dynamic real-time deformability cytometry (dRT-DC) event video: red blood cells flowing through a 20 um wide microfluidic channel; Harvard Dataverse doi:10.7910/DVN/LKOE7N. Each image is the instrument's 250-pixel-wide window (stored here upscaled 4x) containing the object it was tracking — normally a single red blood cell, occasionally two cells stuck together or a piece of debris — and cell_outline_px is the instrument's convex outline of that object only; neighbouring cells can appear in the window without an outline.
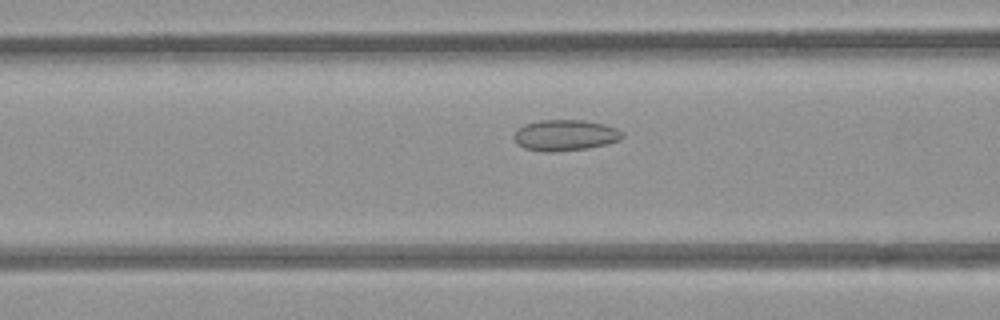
{"species": "common noctule bat (a hibernating species)", "species_latin": "Nyctalus noctula", "temperature_condition": "room temperature", "stored_images_in_passage": 41, "camera_frame_rate_fps": 3000, "um_per_image_px": 0.085, "animal": {"sex": "female", "body_mass_g": 21.9}, "frame": {"image": 1, "passage_image": 9, "time_ms": 2.667, "image_size_px": [1000, 320], "cell_outline_px": [[624, 136], [620, 140], [588, 148], [552, 152], [544, 152], [524, 148], [516, 144], [512, 136], [524, 124], [540, 120], [584, 120], [604, 124], [616, 128], [624, 132]], "centroid_in_image_um": [48.03, 11.49], "position_along_channel_um": 118.6, "area_um2": 19.65}}
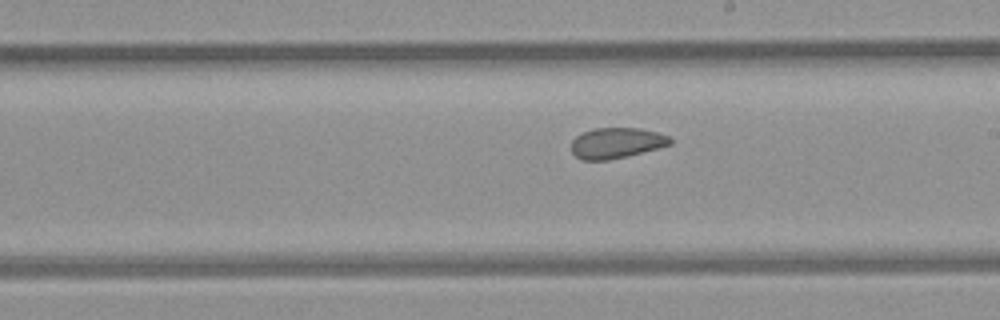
{"frame": {"image": 2, "passage_image": 18, "time_ms": 5.667, "image_size_px": [1000, 320], "cell_outline_px": [[672, 144], [608, 160], [580, 160], [572, 152], [572, 140], [576, 136], [592, 128], [640, 128], [656, 132], [668, 136], [672, 140]], "centroid_in_image_um": [52.36, 12.14], "position_along_channel_um": 236.6, "area_um2": 17.4}}
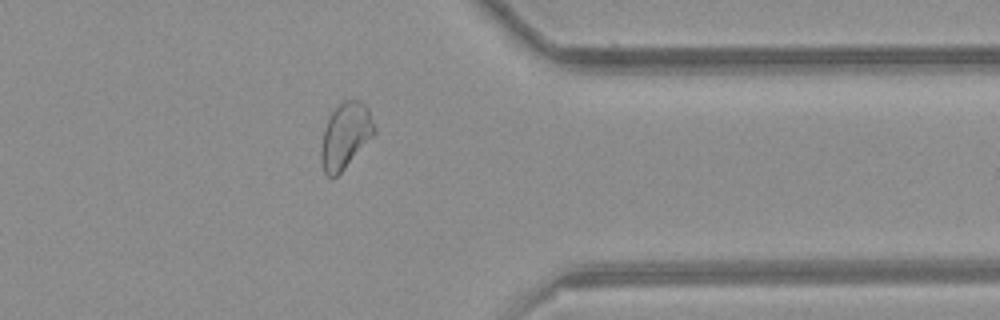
{"frame": {"image": 3, "passage_image": 30, "time_ms": 9.667, "image_size_px": [1000, 320], "cell_outline_px": [[376, 132], [344, 168], [336, 176], [328, 176], [324, 172], [320, 160], [320, 152], [324, 128], [332, 112], [344, 100], [360, 100], [368, 108], [376, 128]], "centroid_in_image_um": [29.35, 11.52], "position_along_channel_um": 382.0, "area_um2": 20.06}, "authors_computed_cell_mechanics": {"area_um2": 19.363, "velocity_mm_per_s": 3.9328, "shape_relaxation_time_tau1_ms": null, "shape_relaxation_time_tau2_ms": 1.9194, "deformation_change_tau1": null, "deformation_change_tau2": 0.073}}